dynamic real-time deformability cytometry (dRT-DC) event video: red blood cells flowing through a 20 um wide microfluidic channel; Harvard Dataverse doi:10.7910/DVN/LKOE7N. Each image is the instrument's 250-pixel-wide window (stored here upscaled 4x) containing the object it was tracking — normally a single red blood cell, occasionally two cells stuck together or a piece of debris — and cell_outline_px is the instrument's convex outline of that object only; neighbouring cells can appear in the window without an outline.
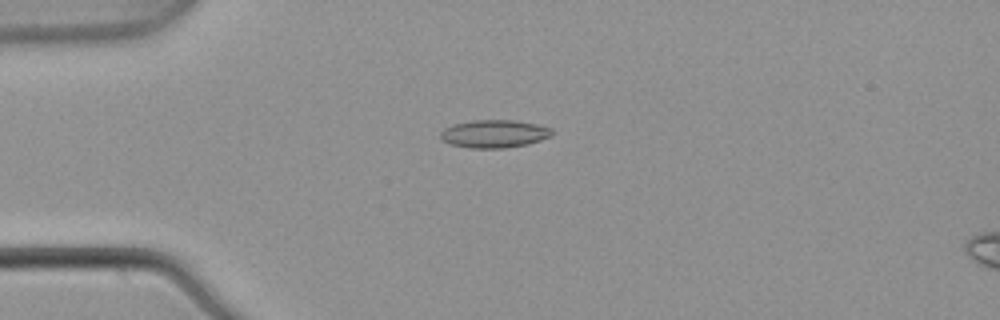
{"species": "common noctule bat (a hibernating species)", "species_latin": "Nyctalus noctula", "temperature_condition": "warm", "stored_images_in_passage": 5, "camera_frame_rate_fps": 3000, "um_per_image_px": 0.085, "animal": {"sex": "male", "body_mass_g": 21.5, "forearm_length_mm": 52.0}, "frame": {"image": 1, "passage_image": 3, "time_ms": 0.667, "image_size_px": [1000, 320], "cell_outline_px": [[552, 136], [528, 144], [504, 148], [468, 148], [448, 144], [440, 136], [440, 132], [444, 128], [452, 124], [472, 120], [516, 120], [536, 124], [552, 128]], "centroid_in_image_um": [41.99, 11.37], "position_along_channel_um": 43.0, "area_um2": 18.26}}
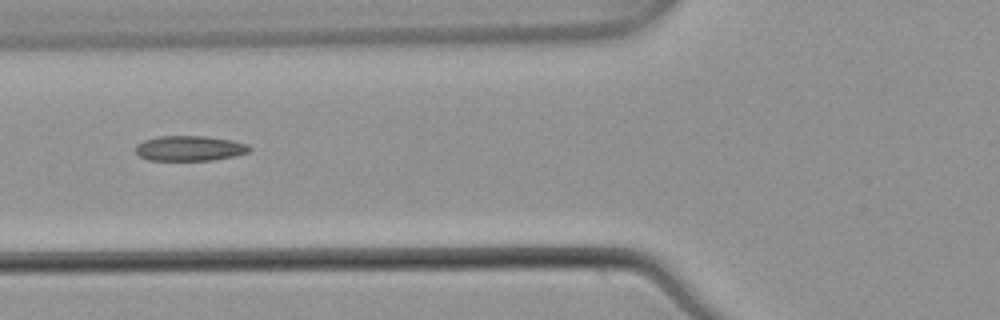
{"frame": {"image": 2, "passage_image": 5, "time_ms": 1.333, "image_size_px": [1000, 320], "cell_outline_px": [[252, 148], [248, 152], [232, 156], [212, 160], [148, 160], [140, 156], [136, 152], [136, 144], [144, 140], [160, 136], [204, 136], [232, 140], [248, 144]], "centroid_in_image_um": [16.11, 12.6], "position_along_channel_um": 109.7, "area_um2": 16.59}}